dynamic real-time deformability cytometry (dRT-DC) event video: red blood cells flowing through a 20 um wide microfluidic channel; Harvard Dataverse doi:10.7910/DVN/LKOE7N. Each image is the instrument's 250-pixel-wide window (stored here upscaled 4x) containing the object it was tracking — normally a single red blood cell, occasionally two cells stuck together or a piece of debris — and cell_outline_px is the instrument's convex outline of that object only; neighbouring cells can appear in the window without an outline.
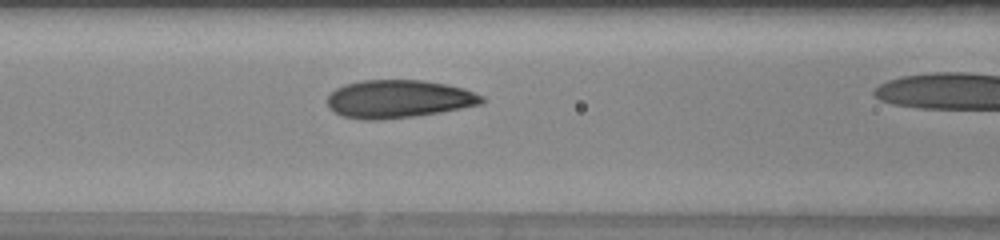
{"species": "human", "species_latin": "Homo sapiens", "temperature_condition": "warm", "stored_images_in_passage": 32, "camera_frame_rate_fps": 3000, "um_per_image_px": 0.085, "donor": {"sex": "female"}, "frame": {"image": 1, "passage_image": 13, "time_ms": 4.0, "image_size_px": [1000, 240], "cell_outline_px": [[484, 100], [480, 104], [440, 112], [416, 116], [380, 120], [364, 120], [344, 116], [336, 112], [328, 104], [328, 96], [336, 88], [344, 84], [360, 80], [420, 80], [448, 84], [464, 88], [484, 96]], "centroid_in_image_um": [33.89, 8.4], "position_along_channel_um": 132.7, "area_um2": 34.1}}
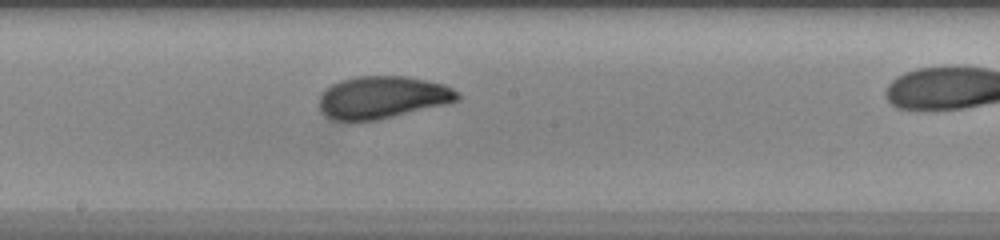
{"frame": {"image": 2, "passage_image": 19, "time_ms": 6.0, "image_size_px": [1000, 240], "cell_outline_px": [[460, 100], [452, 104], [376, 120], [332, 120], [320, 108], [320, 96], [332, 84], [340, 80], [356, 76], [408, 76], [444, 84], [452, 88], [460, 96]], "centroid_in_image_um": [32.59, 8.27], "position_along_channel_um": 215.6, "area_um2": 34.22}}
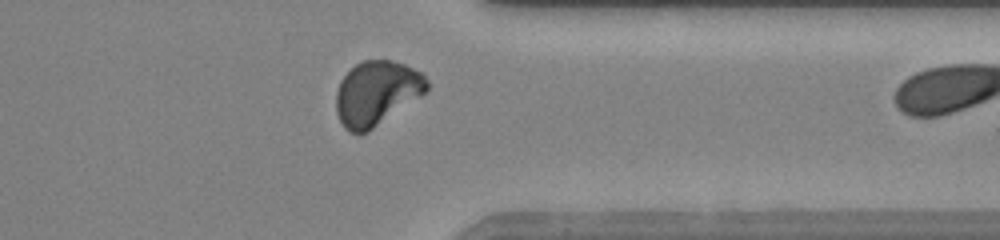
{"frame": {"image": 3, "passage_image": 31, "time_ms": 10.0, "image_size_px": [1000, 240], "cell_outline_px": [[428, 92], [368, 132], [360, 136], [348, 132], [344, 128], [336, 112], [336, 92], [340, 80], [360, 60], [392, 60], [404, 64], [424, 72], [428, 80]], "centroid_in_image_um": [32.03, 7.93], "position_along_channel_um": 379.4, "area_um2": 34.74}}